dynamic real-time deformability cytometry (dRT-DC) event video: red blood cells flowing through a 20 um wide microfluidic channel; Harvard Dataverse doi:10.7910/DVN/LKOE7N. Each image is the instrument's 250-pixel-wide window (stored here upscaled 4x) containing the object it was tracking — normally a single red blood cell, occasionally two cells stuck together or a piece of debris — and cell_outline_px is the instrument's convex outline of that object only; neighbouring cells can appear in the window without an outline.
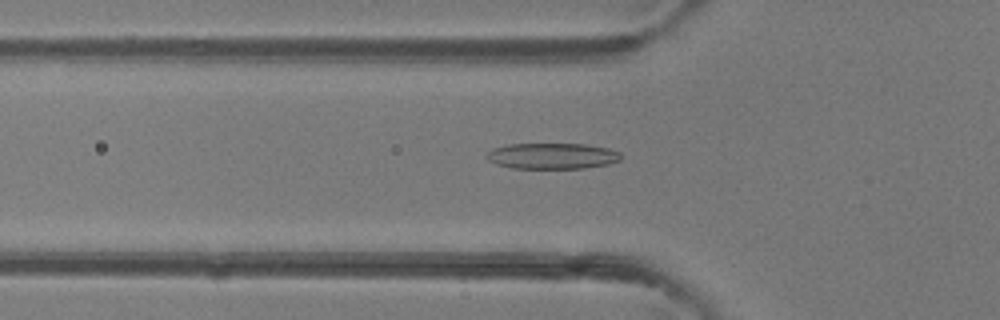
{"species": "common noctule bat (a hibernating species)", "species_latin": "Nyctalus noctula", "temperature_condition": "room temperature", "stored_images_in_passage": 47, "camera_frame_rate_fps": 3000, "um_per_image_px": 0.085, "animal": {"sex": "female"}, "frame": {"image": 1, "passage_image": 16, "time_ms": 5.0, "image_size_px": [1000, 320], "cell_outline_px": [[620, 160], [608, 164], [584, 168], [512, 168], [496, 164], [488, 160], [484, 156], [492, 148], [508, 144], [588, 144], [608, 148], [620, 152]], "centroid_in_image_um": [46.91, 13.25], "position_along_channel_um": 78.9, "area_um2": 20.35}}
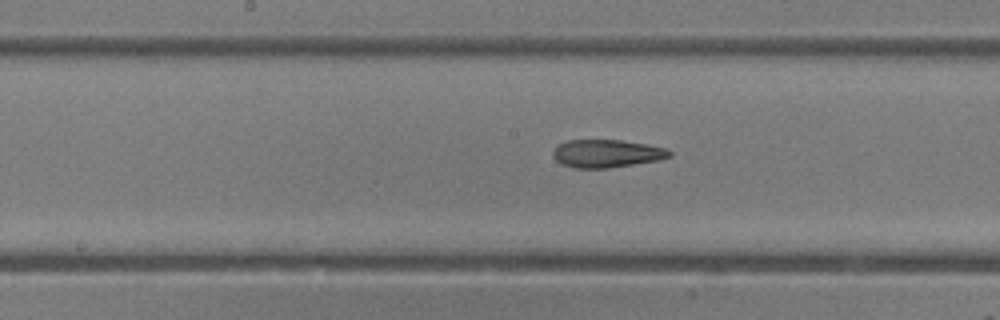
{"frame": {"image": 2, "passage_image": 24, "time_ms": 7.667, "image_size_px": [1000, 320], "cell_outline_px": [[672, 156], [660, 160], [608, 168], [576, 168], [560, 164], [552, 156], [552, 152], [560, 144], [568, 140], [620, 140], [668, 148], [672, 152]], "centroid_in_image_um": [51.59, 13.05], "position_along_channel_um": 196.6, "area_um2": 18.96}}
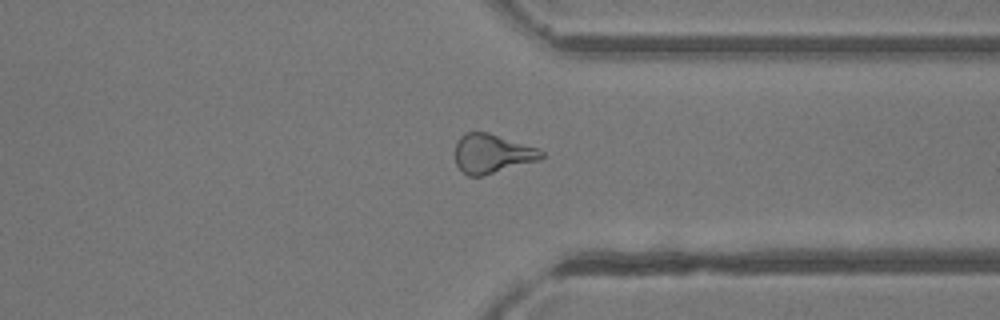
{"frame": {"image": 3, "passage_image": 36, "time_ms": 11.667, "image_size_px": [1000, 320], "cell_outline_px": [[544, 156], [540, 160], [484, 176], [468, 176], [456, 164], [456, 140], [464, 132], [488, 132], [536, 148], [544, 152]], "centroid_in_image_um": [41.82, 13.06], "position_along_channel_um": 369.6, "area_um2": 19.65}, "authors_computed_cell_mechanics": {"area_um2": 19.9988, "velocity_mm_per_s": 4.3625, "shape_relaxation_time_tau1_ms": 10.1182, "shape_relaxation_time_tau2_ms": 2.9403, "deformation_change_tau1": 0.2724, "deformation_change_tau2": 0.1398}}